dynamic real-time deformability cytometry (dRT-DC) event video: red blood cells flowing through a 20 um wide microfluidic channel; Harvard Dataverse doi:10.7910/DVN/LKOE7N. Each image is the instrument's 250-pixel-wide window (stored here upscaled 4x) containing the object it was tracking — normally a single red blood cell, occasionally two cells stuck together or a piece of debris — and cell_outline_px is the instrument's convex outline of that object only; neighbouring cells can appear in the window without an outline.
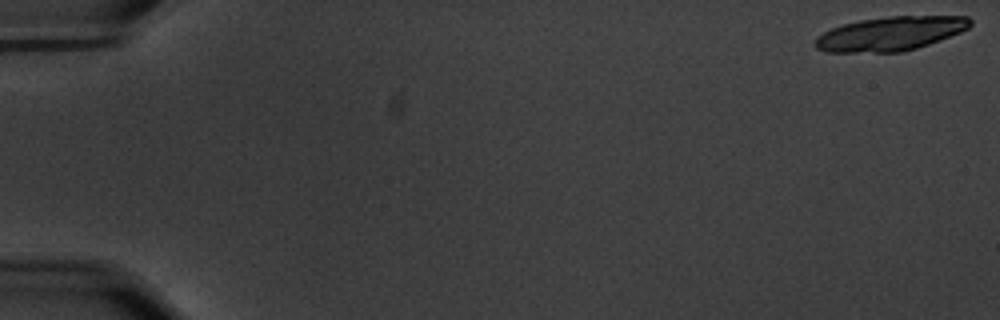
{"species": "common noctule bat (a hibernating species)", "species_latin": "Nyctalus noctula", "temperature_condition": "warm", "stored_images_in_passage": 22, "camera_frame_rate_fps": 3000, "um_per_image_px": 0.085, "animal": {"sex": "male", "body_mass_g": 20.1, "forearm_length_mm": 53.5}, "frame": {"image": 1, "passage_image": 1, "time_ms": 0.0, "image_size_px": [1000, 320], "cell_outline_px": [[972, 24], [968, 28], [960, 32], [940, 40], [916, 48], [900, 52], [828, 52], [816, 48], [812, 44], [816, 36], [832, 28], [844, 24], [860, 20], [888, 16], [968, 16], [972, 20]], "centroid_in_image_um": [75.67, 2.86], "position_along_channel_um": 9.3, "area_um2": 30.75}}